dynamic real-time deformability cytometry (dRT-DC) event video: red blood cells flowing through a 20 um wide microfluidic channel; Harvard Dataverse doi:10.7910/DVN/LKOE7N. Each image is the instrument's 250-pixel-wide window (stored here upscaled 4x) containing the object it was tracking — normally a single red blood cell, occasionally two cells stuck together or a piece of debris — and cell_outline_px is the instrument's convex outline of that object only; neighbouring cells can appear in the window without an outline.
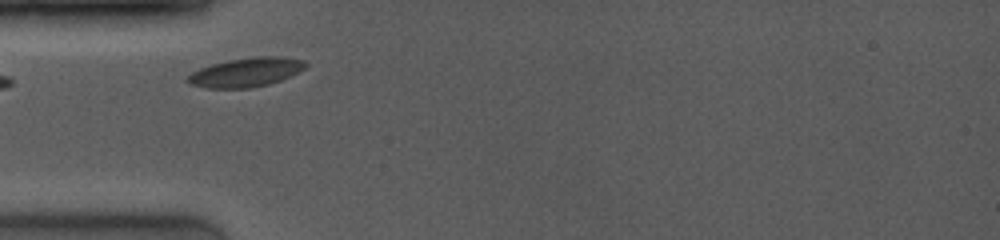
{"species": "common noctule bat (a hibernating species)", "species_latin": "Nyctalus noctula", "temperature_condition": "room temperature", "stored_images_in_passage": 33, "camera_frame_rate_fps": 4000, "um_per_image_px": 0.085, "animal": {"sex": "female", "body_mass_g": 19.0, "forearm_length_mm": 53.3}, "frame": {"image": 1, "passage_image": 6, "time_ms": 0.75, "image_size_px": [1000, 240], "cell_outline_px": [[308, 64], [300, 72], [280, 80], [268, 84], [252, 88], [204, 88], [192, 84], [184, 80], [192, 72], [200, 68], [212, 64], [228, 60], [256, 56], [284, 56], [304, 60]], "centroid_in_image_um": [20.93, 6.14], "position_along_channel_um": 64.1, "area_um2": 20.11}}
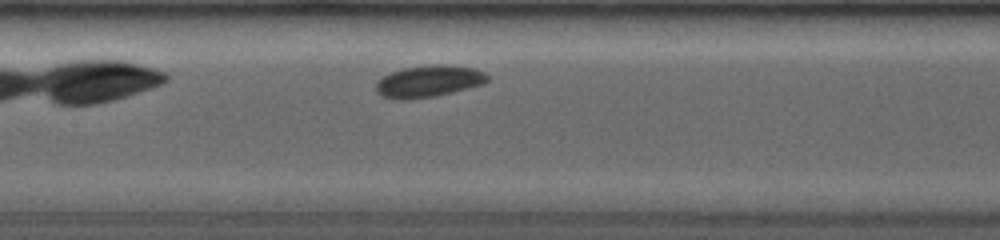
{"frame": {"image": 2, "passage_image": 19, "time_ms": 3.5, "image_size_px": [1000, 240], "cell_outline_px": [[488, 80], [484, 84], [436, 96], [408, 100], [396, 100], [380, 96], [376, 92], [376, 84], [384, 76], [392, 72], [404, 68], [432, 64], [448, 64], [472, 68], [484, 72], [488, 76]], "centroid_in_image_um": [36.43, 6.92], "position_along_channel_um": 171.0, "area_um2": 20.75}}